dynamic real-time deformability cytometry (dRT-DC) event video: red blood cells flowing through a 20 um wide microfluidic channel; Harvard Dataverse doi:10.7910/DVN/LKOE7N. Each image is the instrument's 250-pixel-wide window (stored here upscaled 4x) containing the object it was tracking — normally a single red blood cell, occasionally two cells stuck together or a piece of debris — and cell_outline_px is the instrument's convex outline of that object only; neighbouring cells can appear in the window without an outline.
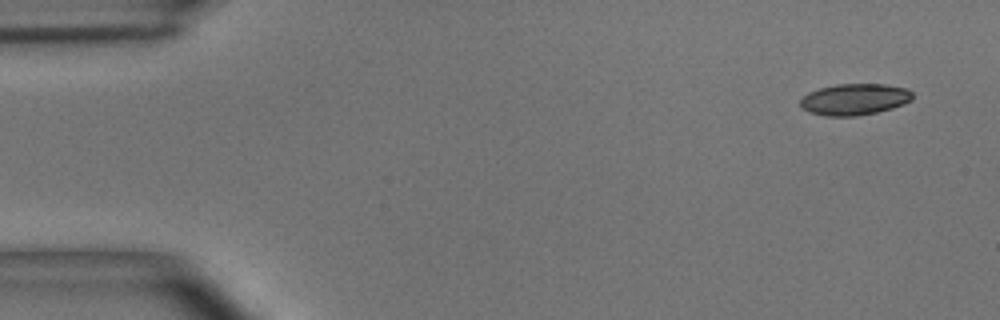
{"species": "common noctule bat (a hibernating species)", "species_latin": "Nyctalus noctula", "temperature_condition": "room temperature", "stored_images_in_passage": 5, "camera_frame_rate_fps": 3000, "um_per_image_px": 0.085, "animal": {"sex": "male", "body_mass_g": 15.6}, "frame": {"image": 1, "passage_image": 1, "time_ms": 0.0, "image_size_px": [1000, 320], "cell_outline_px": [[912, 100], [904, 104], [892, 108], [876, 112], [856, 116], [824, 116], [808, 112], [800, 104], [800, 100], [808, 92], [820, 88], [836, 84], [884, 84], [904, 88], [912, 92]], "centroid_in_image_um": [72.62, 8.45], "position_along_channel_um": 12.4, "area_um2": 20.46}}
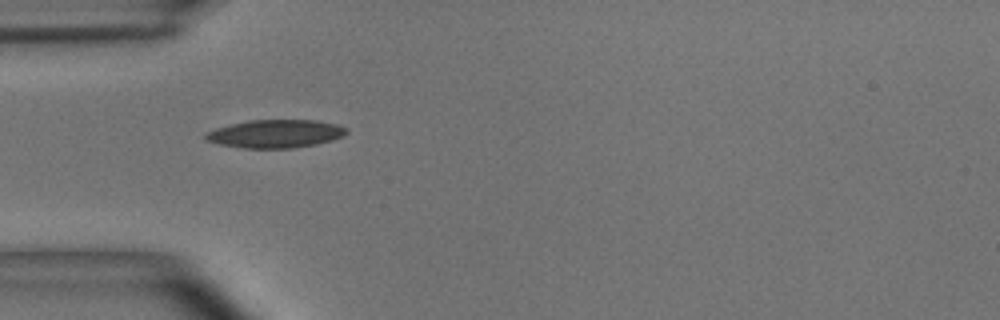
{"frame": {"image": 2, "passage_image": 4, "time_ms": 1.0, "image_size_px": [1000, 320], "cell_outline_px": [[348, 132], [344, 136], [332, 140], [316, 144], [292, 148], [244, 148], [220, 144], [204, 140], [204, 132], [216, 128], [248, 120], [316, 120], [336, 124], [348, 128]], "centroid_in_image_um": [23.41, 11.36], "position_along_channel_um": 61.6, "area_um2": 23.18}}
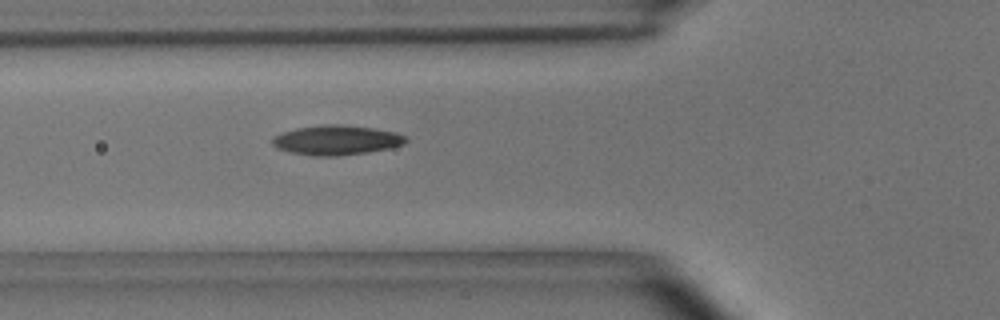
{"frame": {"image": 3, "passage_image": 5, "time_ms": 1.333, "image_size_px": [1000, 320], "cell_outline_px": [[408, 140], [404, 144], [388, 148], [368, 152], [336, 156], [312, 156], [292, 152], [276, 148], [272, 144], [272, 140], [276, 136], [284, 132], [296, 128], [328, 124], [340, 124], [376, 128], [396, 132], [408, 136]], "centroid_in_image_um": [28.65, 11.9], "position_along_channel_um": 97.1, "area_um2": 23.06}}